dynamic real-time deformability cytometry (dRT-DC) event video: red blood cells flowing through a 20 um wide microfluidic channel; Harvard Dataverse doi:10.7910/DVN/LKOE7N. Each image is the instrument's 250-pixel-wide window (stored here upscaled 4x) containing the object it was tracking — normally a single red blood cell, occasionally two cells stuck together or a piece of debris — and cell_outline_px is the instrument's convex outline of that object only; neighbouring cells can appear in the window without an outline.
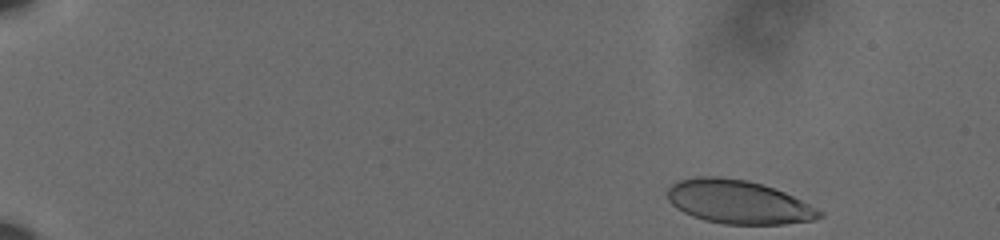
{"species": "human", "species_latin": "Homo sapiens", "temperature_condition": "cold", "stored_images_in_passage": 51, "camera_frame_rate_fps": 3000, "um_per_image_px": 0.085, "donor": {"sex": "male"}, "frame": {"image": 1, "passage_image": 1, "time_ms": 0.0, "image_size_px": [1000, 240], "cell_outline_px": [[824, 216], [812, 220], [784, 224], [724, 224], [704, 220], [692, 216], [676, 208], [668, 200], [668, 188], [672, 184], [680, 180], [696, 176], [720, 176], [748, 180], [784, 192], [824, 212]], "centroid_in_image_um": [62.74, 17.17], "position_along_channel_um": 22.3, "area_um2": 38.44}}
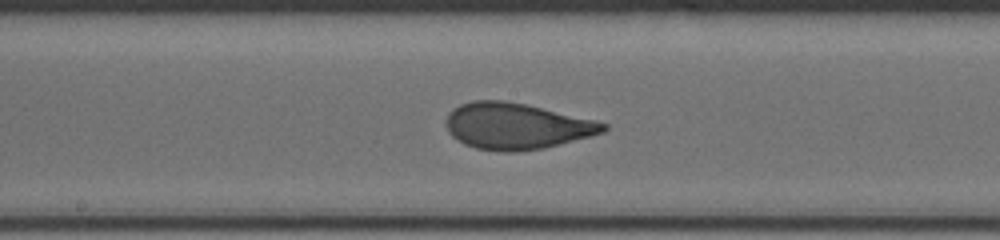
{"frame": {"image": 2, "passage_image": 28, "time_ms": 9.0, "image_size_px": [1000, 240], "cell_outline_px": [[608, 128], [604, 132], [592, 136], [544, 148], [516, 152], [504, 152], [476, 148], [464, 144], [456, 140], [448, 132], [448, 112], [452, 108], [460, 104], [472, 100], [504, 100], [524, 104], [596, 120], [608, 124]], "centroid_in_image_um": [43.9, 10.72], "position_along_channel_um": 204.3, "area_um2": 42.37}}
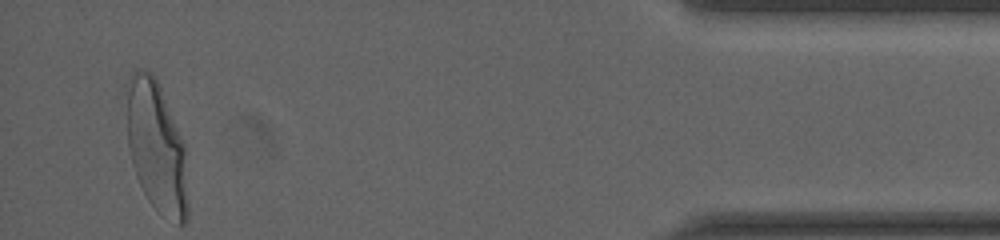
{"frame": {"image": 3, "passage_image": 51, "time_ms": 16.667, "image_size_px": [1000, 240], "cell_outline_px": [[188, 220], [184, 224], [180, 224], [156, 208], [148, 200], [136, 176], [132, 164], [128, 148], [124, 88], [132, 72], [136, 68], [140, 68], [152, 72], [156, 76], [184, 144], [188, 200]], "centroid_in_image_um": [13.26, 12.4], "position_along_channel_um": 421.9, "area_um2": 47.22}, "authors_computed_cell_mechanics": {"area_um2": 41.3848, "velocity_mm_per_s": 3.6024, "shape_relaxation_time_tau1_ms": 4.2474, "shape_relaxation_time_tau2_ms": null, "deformation_change_tau1": 0.1631, "deformation_change_tau2": null}}